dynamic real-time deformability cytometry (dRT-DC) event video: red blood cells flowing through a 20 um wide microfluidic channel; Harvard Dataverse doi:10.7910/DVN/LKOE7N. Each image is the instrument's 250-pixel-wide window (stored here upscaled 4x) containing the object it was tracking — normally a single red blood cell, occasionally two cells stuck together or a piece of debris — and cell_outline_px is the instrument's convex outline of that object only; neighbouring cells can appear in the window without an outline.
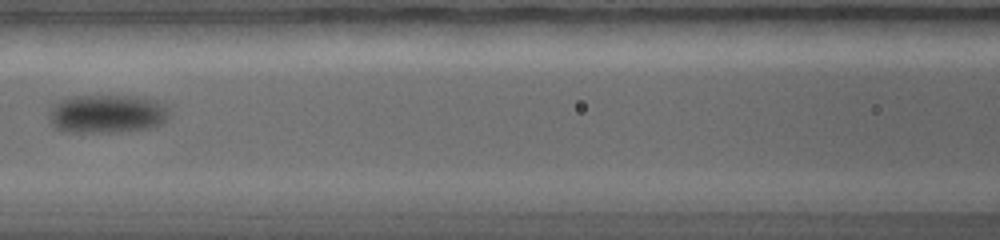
{"species": "common noctule bat (a hibernating species)", "species_latin": "Nyctalus noctula", "temperature_condition": "warm", "stored_images_in_passage": 14, "camera_frame_rate_fps": 5000, "um_per_image_px": 0.085, "animal": {"sex": "female", "body_mass_g": 19.0, "forearm_length_mm": 56.7}, "frame": {"image": 1, "passage_image": 3, "time_ms": 1.8, "image_size_px": [1000, 240], "cell_outline_px": [[168, 116], [160, 124], [152, 128], [116, 132], [64, 132], [56, 128], [48, 120], [48, 112], [52, 104], [60, 100], [72, 96], [144, 96], [156, 100], [164, 104], [168, 112]], "centroid_in_image_um": [9.05, 9.67], "position_along_channel_um": 157.5, "area_um2": 27.34}}
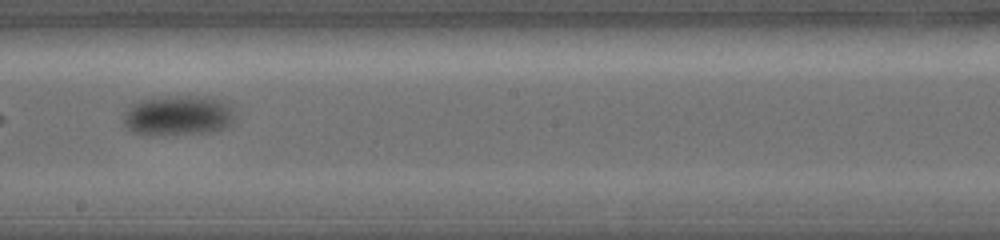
{"frame": {"image": 2, "passage_image": 5, "time_ms": 3.4, "image_size_px": [1000, 240], "cell_outline_px": [[232, 124], [228, 128], [212, 132], [132, 132], [124, 124], [124, 112], [128, 104], [140, 100], [172, 96], [204, 96], [220, 100], [228, 104], [232, 108]], "centroid_in_image_um": [15.15, 9.77], "position_along_channel_um": 233.0, "area_um2": 25.26}}
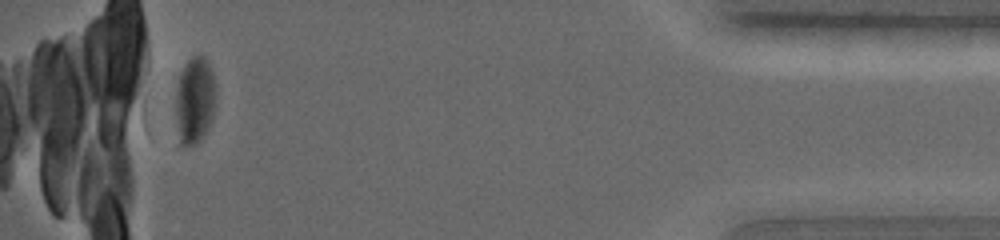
{"frame": {"image": 3, "passage_image": 12, "time_ms": 9.0, "image_size_px": [1000, 240], "cell_outline_px": [[216, 96], [212, 120], [204, 136], [196, 144], [184, 148], [180, 144], [176, 116], [176, 100], [180, 72], [188, 60], [192, 56], [204, 56], [208, 60], [212, 72]], "centroid_in_image_um": [16.57, 8.56], "position_along_channel_um": 418.6, "area_um2": 20.4}}